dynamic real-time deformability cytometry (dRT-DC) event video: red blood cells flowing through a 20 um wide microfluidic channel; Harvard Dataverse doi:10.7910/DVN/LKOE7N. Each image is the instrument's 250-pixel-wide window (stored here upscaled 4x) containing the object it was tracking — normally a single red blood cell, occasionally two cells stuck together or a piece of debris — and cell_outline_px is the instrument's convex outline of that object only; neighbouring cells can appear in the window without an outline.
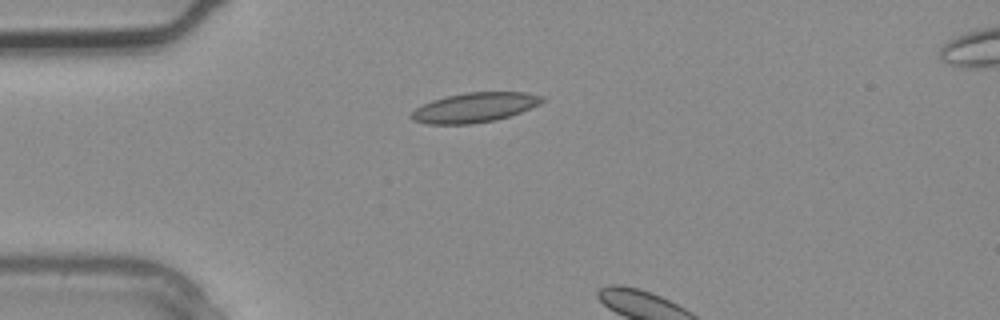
{"species": "common noctule bat (a hibernating species)", "species_latin": "Nyctalus noctula", "temperature_condition": "warm", "stored_images_in_passage": 3, "camera_frame_rate_fps": 3000, "um_per_image_px": 0.085, "animal": {"sex": "male", "body_mass_g": 20.4}, "frame": {"image": 1, "passage_image": 1, "time_ms": 0.0, "image_size_px": [1000, 320], "cell_outline_px": [[544, 100], [540, 104], [520, 112], [496, 120], [472, 124], [428, 124], [412, 120], [408, 116], [416, 108], [432, 100], [464, 92], [524, 92], [544, 96]], "centroid_in_image_um": [40.33, 9.14], "position_along_channel_um": 44.7, "area_um2": 22.6}}